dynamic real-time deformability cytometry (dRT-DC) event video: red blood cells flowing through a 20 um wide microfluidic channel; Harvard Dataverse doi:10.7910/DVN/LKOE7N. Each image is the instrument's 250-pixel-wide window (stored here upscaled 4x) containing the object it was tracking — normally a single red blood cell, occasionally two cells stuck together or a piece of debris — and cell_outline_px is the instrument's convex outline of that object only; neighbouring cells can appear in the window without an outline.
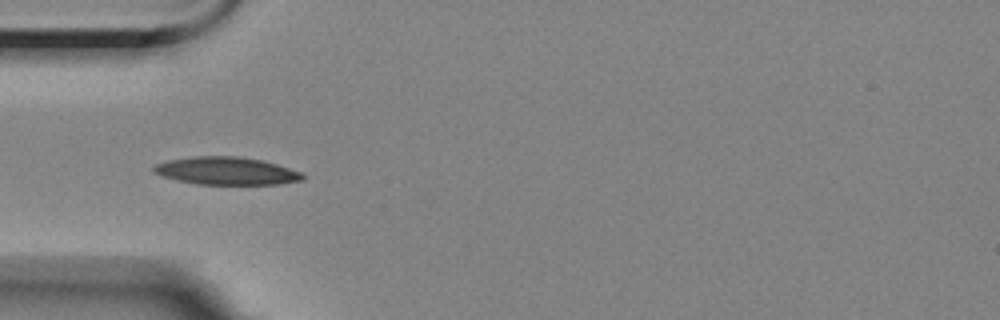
{"species": "Egyptian fruit bat (a non-hibernating species)", "species_latin": "Rousettus aegyptiacus", "temperature_condition": "room temperature", "stored_images_in_passage": 5, "camera_frame_rate_fps": 3000, "um_per_image_px": 0.085, "animal": {"sex": "female"}, "frame": {"image": 1, "passage_image": 5, "time_ms": 5.333, "image_size_px": [1000, 320], "cell_outline_px": [[304, 180], [280, 184], [196, 184], [176, 180], [160, 176], [152, 172], [152, 168], [156, 164], [168, 160], [196, 156], [236, 156], [260, 160], [276, 164], [304, 172]], "centroid_in_image_um": [19.24, 14.53], "position_along_channel_um": 65.8, "area_um2": 24.16}}